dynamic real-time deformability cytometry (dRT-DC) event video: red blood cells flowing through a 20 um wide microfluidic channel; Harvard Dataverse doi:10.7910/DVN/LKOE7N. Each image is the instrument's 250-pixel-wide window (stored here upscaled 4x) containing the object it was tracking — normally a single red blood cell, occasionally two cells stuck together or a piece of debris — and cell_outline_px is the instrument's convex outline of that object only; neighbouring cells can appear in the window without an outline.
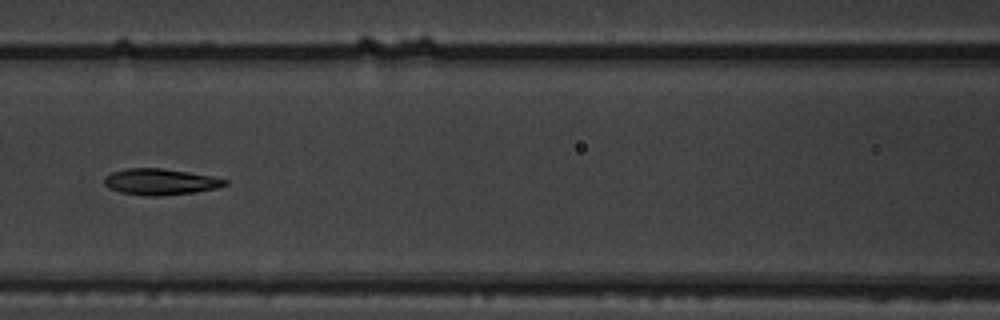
{"species": "common noctule bat (a hibernating species)", "species_latin": "Nyctalus noctula", "temperature_condition": "warm", "stored_images_in_passage": 6, "camera_frame_rate_fps": 3000, "um_per_image_px": 0.085, "animal": {"sex": "male", "body_mass_g": 19.5, "forearm_length_mm": 54.6}, "frame": {"image": 1, "passage_image": 6, "time_ms": 1.667, "image_size_px": [1000, 320], "cell_outline_px": [[228, 184], [216, 188], [196, 192], [156, 196], [144, 196], [120, 192], [108, 188], [104, 184], [104, 176], [112, 172], [128, 168], [160, 168], [216, 176], [228, 180]], "centroid_in_image_um": [13.63, 15.45], "position_along_channel_um": 153.0, "area_um2": 18.55}}